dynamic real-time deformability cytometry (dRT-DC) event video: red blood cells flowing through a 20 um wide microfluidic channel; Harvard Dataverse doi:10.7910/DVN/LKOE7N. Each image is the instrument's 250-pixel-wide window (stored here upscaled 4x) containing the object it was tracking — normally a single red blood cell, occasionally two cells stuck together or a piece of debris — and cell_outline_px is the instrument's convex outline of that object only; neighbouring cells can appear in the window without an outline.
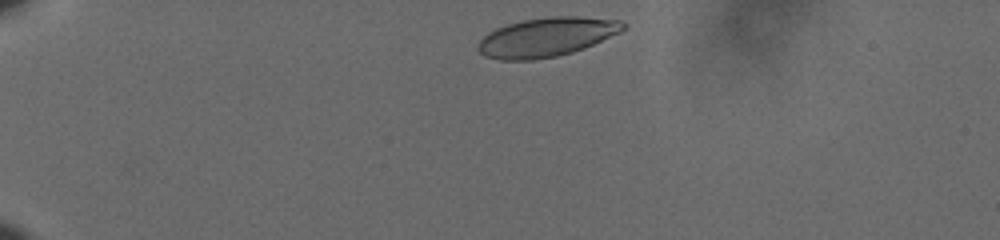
{"species": "human", "species_latin": "Homo sapiens", "temperature_condition": "cold", "stored_images_in_passage": 41, "camera_frame_rate_fps": 3000, "um_per_image_px": 0.085, "donor": {"sex": "male"}, "frame": {"image": 1, "passage_image": 2, "time_ms": 0.333, "image_size_px": [1000, 240], "cell_outline_px": [[628, 24], [620, 32], [584, 48], [572, 52], [556, 56], [532, 60], [500, 60], [484, 56], [476, 48], [476, 44], [488, 32], [496, 28], [508, 24], [524, 20], [548, 16], [580, 16], [620, 20]], "centroid_in_image_um": [46.44, 3.15], "position_along_channel_um": 38.6, "area_um2": 33.12}}
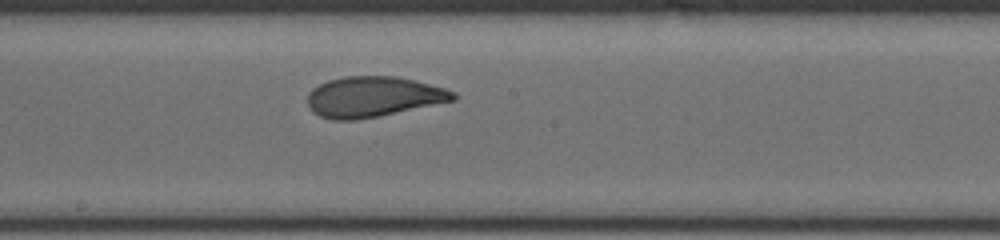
{"frame": {"image": 2, "passage_image": 23, "time_ms": 7.333, "image_size_px": [1000, 240], "cell_outline_px": [[456, 100], [356, 120], [332, 120], [320, 116], [312, 112], [308, 104], [308, 92], [312, 88], [328, 80], [344, 76], [396, 76], [444, 88], [456, 92]], "centroid_in_image_um": [31.68, 8.22], "position_along_channel_um": 216.5, "area_um2": 34.1}}
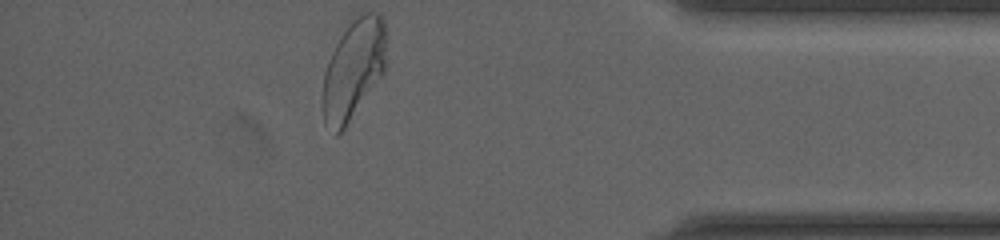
{"frame": {"image": 3, "passage_image": 41, "time_ms": 13.333, "image_size_px": [1000, 240], "cell_outline_px": [[388, 64], [384, 72], [344, 128], [336, 136], [324, 124], [320, 100], [324, 72], [328, 60], [340, 36], [352, 16], [356, 12], [376, 12], [384, 20]], "centroid_in_image_um": [30.03, 5.86], "position_along_channel_um": 405.2, "area_um2": 37.92}, "authors_computed_cell_mechanics": {"area_um2": 34.2754, "velocity_mm_per_s": 3.5737, "shape_relaxation_time_tau1_ms": 4.6762, "shape_relaxation_time_tau2_ms": 0.9639, "deformation_change_tau1": 0.155, "deformation_change_tau2": 0.0621}}